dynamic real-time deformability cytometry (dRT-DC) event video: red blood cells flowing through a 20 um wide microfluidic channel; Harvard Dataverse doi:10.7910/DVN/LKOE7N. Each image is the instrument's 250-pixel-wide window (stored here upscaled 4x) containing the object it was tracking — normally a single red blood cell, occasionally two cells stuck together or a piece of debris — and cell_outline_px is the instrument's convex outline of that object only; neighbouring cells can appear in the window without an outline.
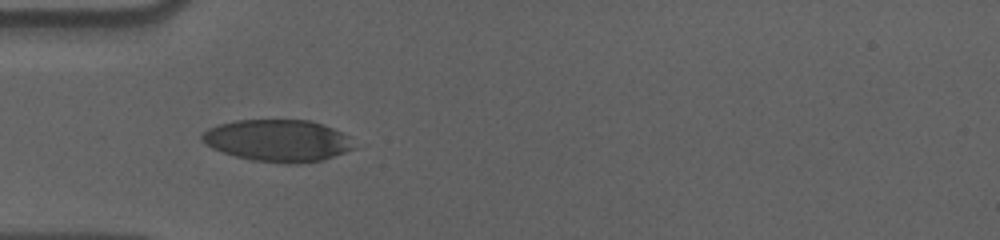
{"species": "human", "species_latin": "Homo sapiens", "temperature_condition": "cold", "stored_images_in_passage": 40, "camera_frame_rate_fps": 3000, "um_per_image_px": 0.085, "donor": {"sex": "male"}, "frame": {"image": 1, "passage_image": 1, "time_ms": 0.0, "image_size_px": [1000, 240], "cell_outline_px": [[356, 148], [320, 160], [296, 164], [288, 164], [252, 160], [236, 156], [212, 148], [204, 144], [200, 140], [200, 136], [208, 128], [220, 124], [236, 120], [312, 120], [332, 128], [348, 136]], "centroid_in_image_um": [23.58, 11.94], "position_along_channel_um": 61.4, "area_um2": 36.99}}
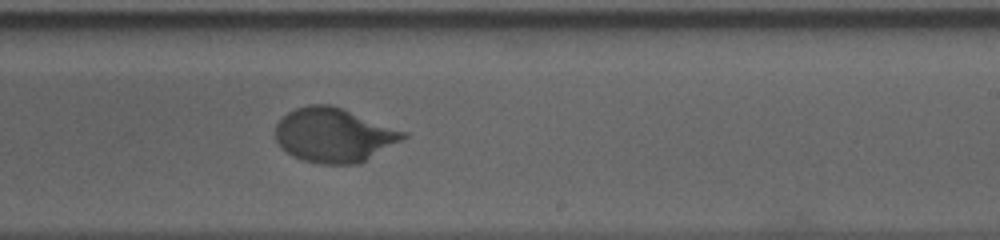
{"frame": {"image": 2, "passage_image": 18, "time_ms": 5.667, "image_size_px": [1000, 240], "cell_outline_px": [[408, 136], [360, 164], [320, 164], [304, 160], [288, 152], [276, 140], [276, 124], [288, 112], [296, 108], [308, 104], [332, 104], [344, 108], [408, 132]], "centroid_in_image_um": [28.42, 11.46], "position_along_channel_um": 260.6, "area_um2": 40.34}}
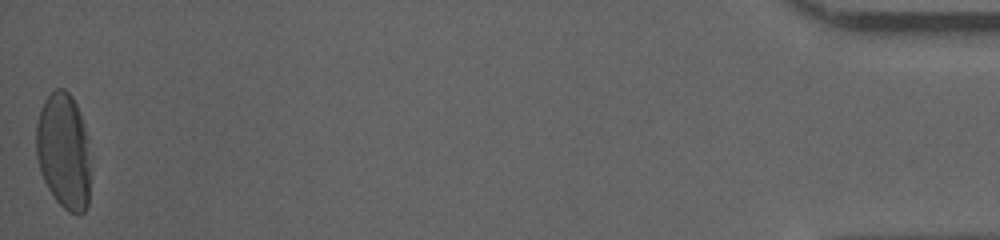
{"frame": {"image": 3, "passage_image": 40, "time_ms": 13.0, "image_size_px": [1000, 240], "cell_outline_px": [[88, 204], [84, 212], [68, 212], [56, 200], [48, 188], [44, 180], [36, 156], [36, 124], [40, 108], [44, 100], [56, 88], [64, 88], [72, 96], [80, 112], [88, 140]], "centroid_in_image_um": [5.39, 12.79], "position_along_channel_um": 429.8, "area_um2": 36.41}, "authors_computed_cell_mechanics": {"area_um2": 39.1595, "velocity_mm_per_s": 3.571, "shape_relaxation_time_tau1_ms": 3.2465, "shape_relaxation_time_tau2_ms": null, "deformation_change_tau1": 0.1669, "deformation_change_tau2": null}}